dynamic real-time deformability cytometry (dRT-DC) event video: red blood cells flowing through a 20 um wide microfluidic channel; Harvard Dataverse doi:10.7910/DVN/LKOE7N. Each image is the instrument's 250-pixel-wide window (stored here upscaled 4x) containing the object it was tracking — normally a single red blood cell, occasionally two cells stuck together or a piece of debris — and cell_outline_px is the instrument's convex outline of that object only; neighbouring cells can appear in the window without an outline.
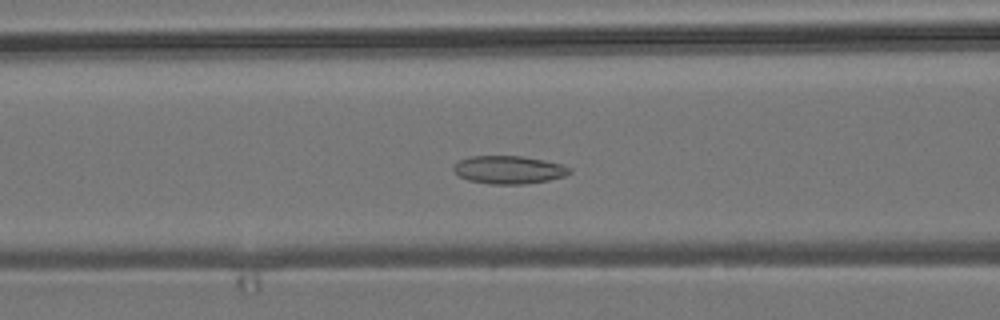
{"species": "common noctule bat (a hibernating species)", "species_latin": "Nyctalus noctula", "temperature_condition": "room temperature", "stored_images_in_passage": 48, "camera_frame_rate_fps": 3000, "um_per_image_px": 0.085, "animal": {"sex": "male", "body_mass_g": 19.2, "forearm_length_mm": 51.8}, "frame": {"image": 1, "passage_image": 21, "time_ms": 6.667, "image_size_px": [1000, 320], "cell_outline_px": [[572, 172], [564, 176], [548, 180], [524, 184], [492, 184], [468, 180], [460, 176], [452, 168], [460, 160], [468, 156], [520, 156], [544, 160], [560, 164], [572, 168]], "centroid_in_image_um": [43.26, 14.43], "position_along_channel_um": 123.3, "area_um2": 18.79}}
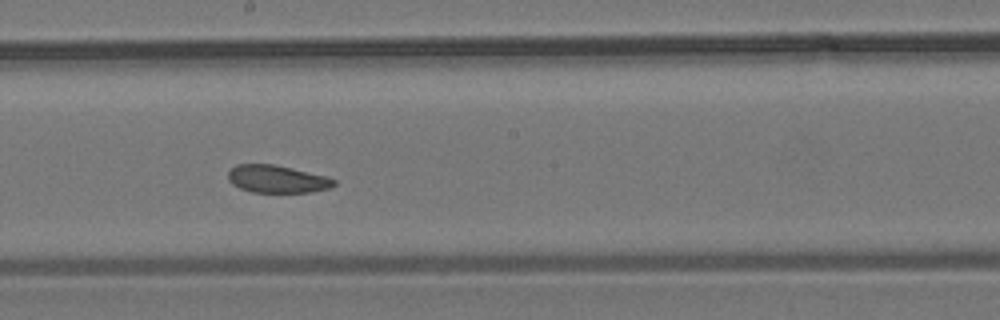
{"frame": {"image": 2, "passage_image": 29, "time_ms": 9.333, "image_size_px": [1000, 320], "cell_outline_px": [[336, 184], [332, 188], [312, 192], [252, 192], [240, 188], [232, 184], [228, 180], [228, 172], [236, 164], [272, 164], [292, 168], [324, 176], [336, 180]], "centroid_in_image_um": [23.55, 15.22], "position_along_channel_um": 224.7, "area_um2": 16.99}}
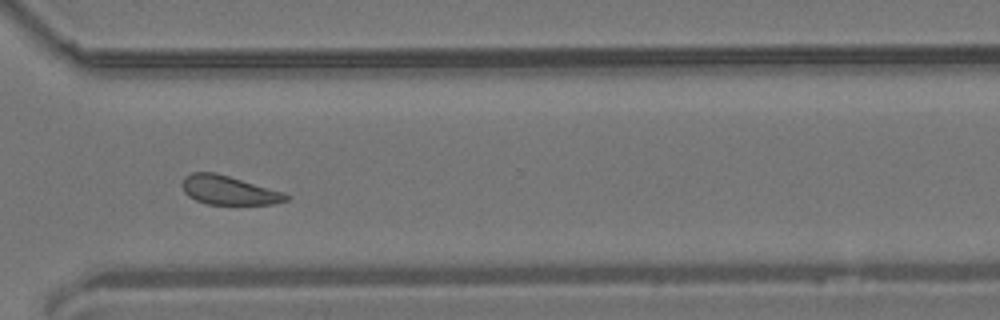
{"frame": {"image": 3, "passage_image": 39, "time_ms": 12.667, "image_size_px": [1000, 320], "cell_outline_px": [[292, 196], [288, 200], [276, 204], [208, 204], [196, 200], [188, 196], [184, 192], [180, 184], [184, 176], [192, 172], [216, 172], [284, 192]], "centroid_in_image_um": [19.44, 16.16], "position_along_channel_um": 351.2, "area_um2": 17.74}, "authors_computed_cell_mechanics": {"area_um2": 18.2359, "velocity_mm_per_s": 3.8024, "shape_relaxation_time_tau1_ms": null, "shape_relaxation_time_tau2_ms": 9.5084, "deformation_change_tau1": null, "deformation_change_tau2": 0.1718}}